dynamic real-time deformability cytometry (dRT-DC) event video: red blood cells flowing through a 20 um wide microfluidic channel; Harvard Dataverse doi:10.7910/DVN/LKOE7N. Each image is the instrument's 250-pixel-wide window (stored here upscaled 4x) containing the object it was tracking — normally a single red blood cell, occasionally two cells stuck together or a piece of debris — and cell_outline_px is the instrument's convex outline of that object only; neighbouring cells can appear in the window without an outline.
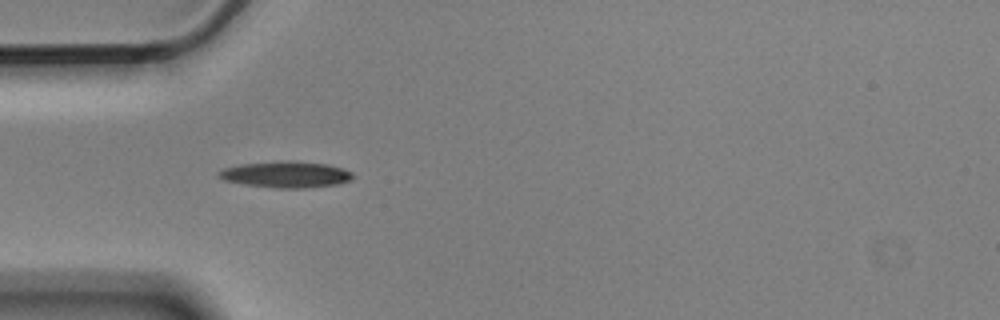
{"species": "Egyptian fruit bat (a non-hibernating species)", "species_latin": "Rousettus aegyptiacus", "temperature_condition": "cold", "stored_images_in_passage": 7, "camera_frame_rate_fps": 3000, "um_per_image_px": 0.085, "animal": {"sex": "male"}, "frame": {"image": 1, "passage_image": 4, "time_ms": 1.0, "image_size_px": [1000, 320], "cell_outline_px": [[352, 180], [340, 184], [304, 188], [276, 188], [244, 184], [224, 180], [216, 176], [216, 172], [224, 168], [240, 164], [280, 160], [292, 160], [328, 164], [344, 168], [352, 172]], "centroid_in_image_um": [24.3, 14.82], "position_along_channel_um": 60.7, "area_um2": 20.92}}
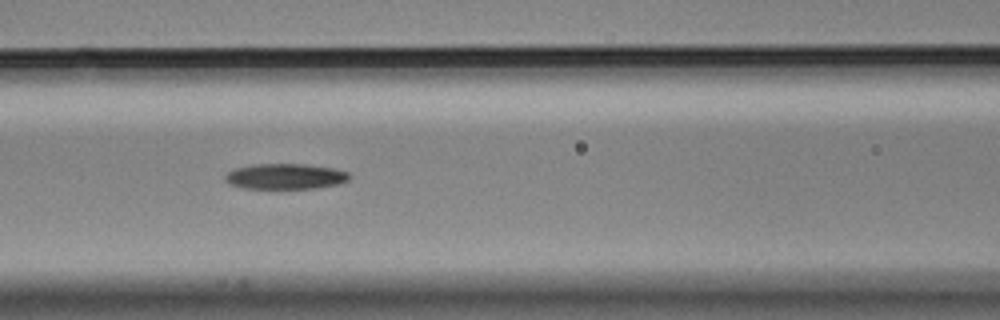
{"frame": {"image": 2, "passage_image": 6, "time_ms": 1.667, "image_size_px": [1000, 320], "cell_outline_px": [[348, 180], [336, 184], [312, 188], [244, 188], [232, 184], [224, 180], [224, 176], [228, 172], [236, 168], [252, 164], [304, 164], [332, 168], [348, 172]], "centroid_in_image_um": [24.21, 14.98], "position_along_channel_um": 142.4, "area_um2": 18.15}}
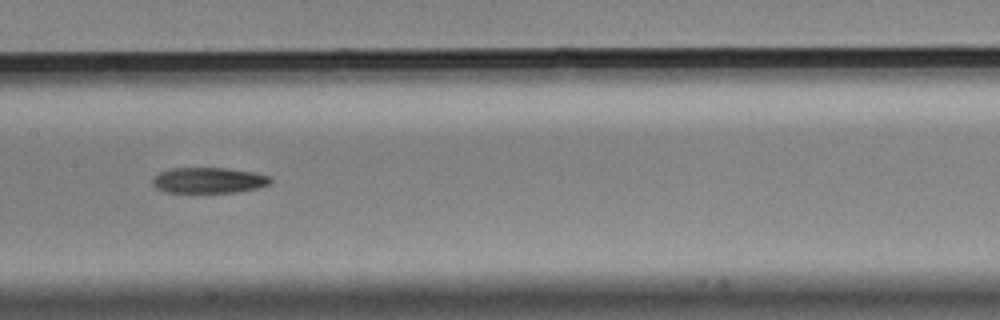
{"frame": {"image": 3, "passage_image": 7, "time_ms": 2.0, "image_size_px": [1000, 320], "cell_outline_px": [[272, 180], [268, 184], [256, 188], [236, 192], [192, 196], [164, 192], [156, 188], [152, 184], [152, 180], [160, 172], [172, 168], [224, 168], [252, 172], [272, 176]], "centroid_in_image_um": [17.68, 15.39], "position_along_channel_um": 189.7, "area_um2": 18.55}}